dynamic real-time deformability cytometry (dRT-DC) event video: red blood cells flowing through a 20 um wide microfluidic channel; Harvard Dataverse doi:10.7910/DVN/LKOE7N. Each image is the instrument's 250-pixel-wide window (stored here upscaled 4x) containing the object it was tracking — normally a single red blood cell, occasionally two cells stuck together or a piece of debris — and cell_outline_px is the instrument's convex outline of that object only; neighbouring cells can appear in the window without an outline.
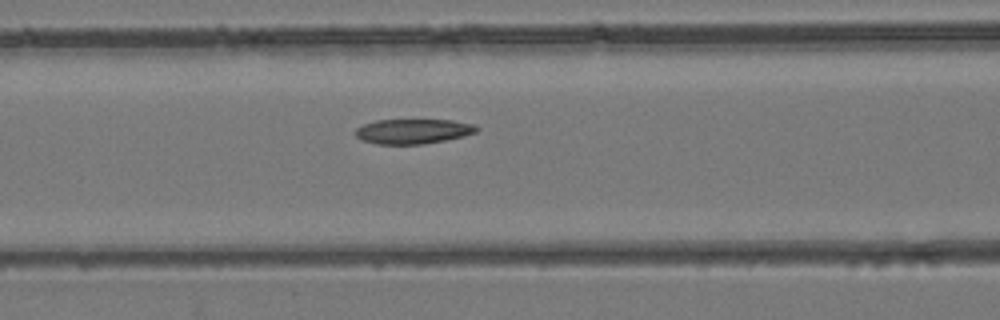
{"species": "common noctule bat (a hibernating species)", "species_latin": "Nyctalus noctula", "temperature_condition": "room temperature", "stored_images_in_passage": 44, "camera_frame_rate_fps": 3000, "um_per_image_px": 0.085, "animal": {"sex": "female", "body_mass_g": 24.6, "forearm_length_mm": 56.2}, "frame": {"image": 1, "passage_image": 19, "time_ms": 6.0, "image_size_px": [1000, 320], "cell_outline_px": [[480, 128], [476, 132], [464, 136], [448, 140], [424, 144], [376, 144], [360, 140], [356, 136], [356, 128], [364, 124], [376, 120], [452, 120], [472, 124]], "centroid_in_image_um": [35.11, 11.17], "position_along_channel_um": 131.5, "area_um2": 17.63}}
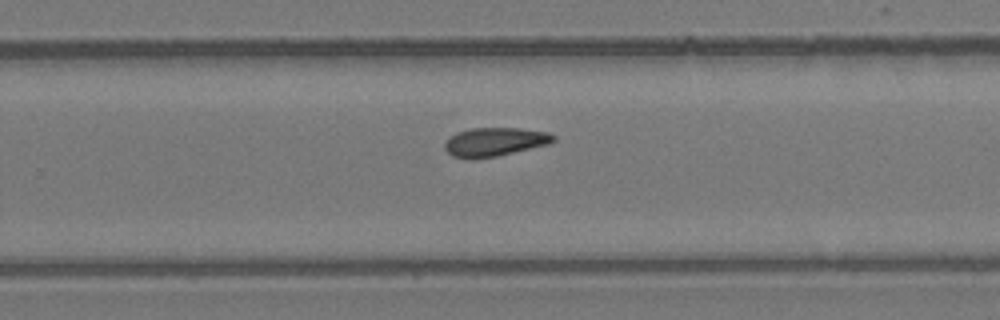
{"frame": {"image": 2, "passage_image": 29, "time_ms": 9.333, "image_size_px": [1000, 320], "cell_outline_px": [[556, 140], [548, 144], [496, 156], [472, 160], [468, 160], [452, 156], [444, 148], [444, 144], [448, 136], [456, 132], [472, 128], [516, 128], [552, 132], [556, 136]], "centroid_in_image_um": [42.02, 12.06], "position_along_channel_um": 287.8, "area_um2": 18.44}}
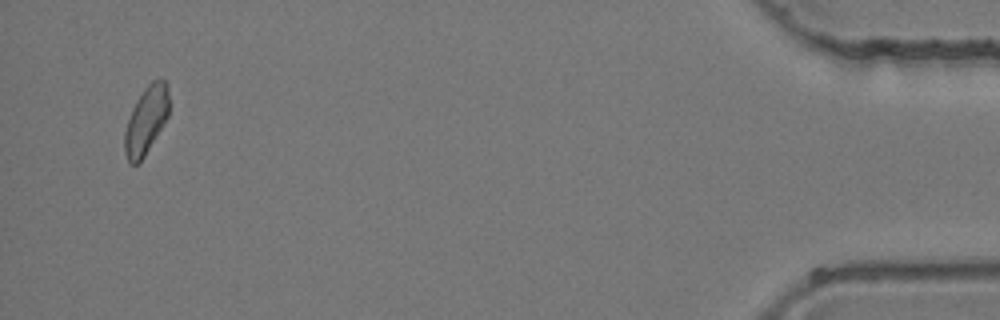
{"frame": {"image": 3, "passage_image": 43, "time_ms": 14.0, "image_size_px": [1000, 320], "cell_outline_px": [[168, 116], [144, 156], [136, 164], [128, 164], [124, 152], [124, 132], [132, 108], [136, 100], [144, 88], [152, 80], [164, 80], [168, 84]], "centroid_in_image_um": [12.4, 10.22], "position_along_channel_um": 422.8, "area_um2": 17.34}}